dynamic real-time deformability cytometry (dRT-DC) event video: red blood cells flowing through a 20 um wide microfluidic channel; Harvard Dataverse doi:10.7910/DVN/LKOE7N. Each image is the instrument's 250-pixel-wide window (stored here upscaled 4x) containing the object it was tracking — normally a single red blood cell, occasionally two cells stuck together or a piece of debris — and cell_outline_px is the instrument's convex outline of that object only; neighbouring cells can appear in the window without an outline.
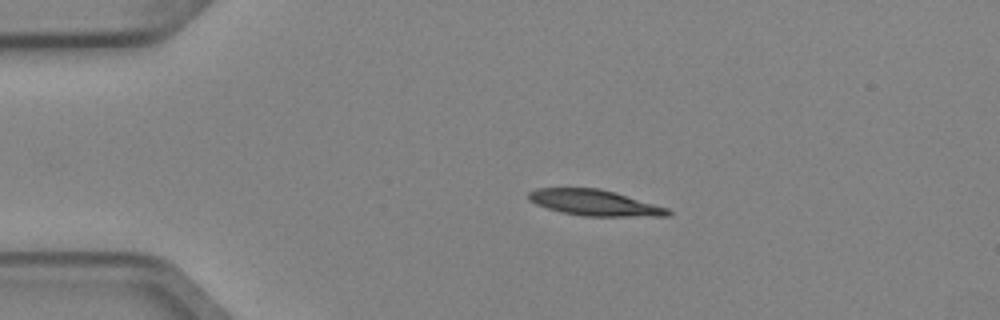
{"species": "Egyptian fruit bat (a non-hibernating species)", "species_latin": "Rousettus aegyptiacus", "temperature_condition": "cold", "stored_images_in_passage": 2, "camera_frame_rate_fps": 3000, "um_per_image_px": 0.085, "animal": {"sex": "female"}, "frame": {"image": 1, "passage_image": 1, "time_ms": 0.0, "image_size_px": [1000, 320], "cell_outline_px": [[672, 216], [584, 216], [560, 212], [536, 204], [528, 200], [528, 192], [536, 188], [600, 188], [616, 192], [668, 208], [672, 212]], "centroid_in_image_um": [50.54, 17.23], "position_along_channel_um": 34.5, "area_um2": 21.1}}